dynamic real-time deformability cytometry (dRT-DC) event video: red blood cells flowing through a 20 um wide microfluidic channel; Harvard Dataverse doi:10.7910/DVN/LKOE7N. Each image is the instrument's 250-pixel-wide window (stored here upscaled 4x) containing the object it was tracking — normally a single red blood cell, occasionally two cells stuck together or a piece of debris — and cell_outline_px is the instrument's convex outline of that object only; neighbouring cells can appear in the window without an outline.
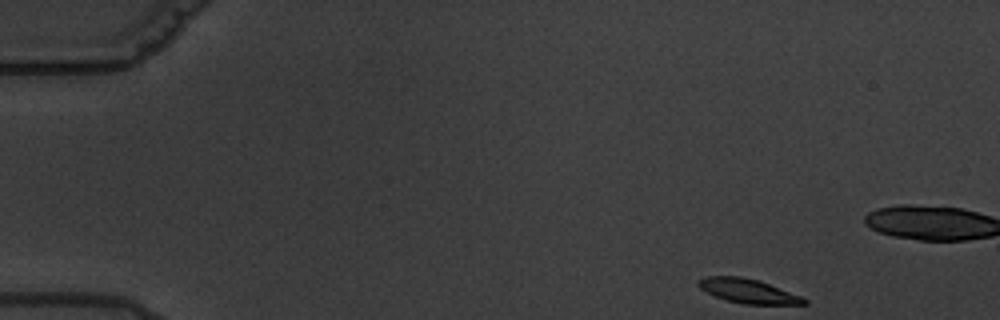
{"species": "common noctule bat (a hibernating species)", "species_latin": "Nyctalus noctula", "temperature_condition": "warm", "stored_images_in_passage": 4, "camera_frame_rate_fps": 3000, "um_per_image_px": 0.085, "animal": {"sex": "male", "body_mass_g": 19.5, "forearm_length_mm": 54.6}, "frame": {"image": 1, "passage_image": 1, "time_ms": 0.0, "image_size_px": [1000, 320], "cell_outline_px": [[808, 304], [744, 304], [728, 300], [716, 296], [700, 288], [696, 284], [704, 276], [740, 276], [756, 280], [768, 284], [800, 296], [808, 300]], "centroid_in_image_um": [63.57, 24.73], "position_along_channel_um": 21.4, "area_um2": 14.51}}